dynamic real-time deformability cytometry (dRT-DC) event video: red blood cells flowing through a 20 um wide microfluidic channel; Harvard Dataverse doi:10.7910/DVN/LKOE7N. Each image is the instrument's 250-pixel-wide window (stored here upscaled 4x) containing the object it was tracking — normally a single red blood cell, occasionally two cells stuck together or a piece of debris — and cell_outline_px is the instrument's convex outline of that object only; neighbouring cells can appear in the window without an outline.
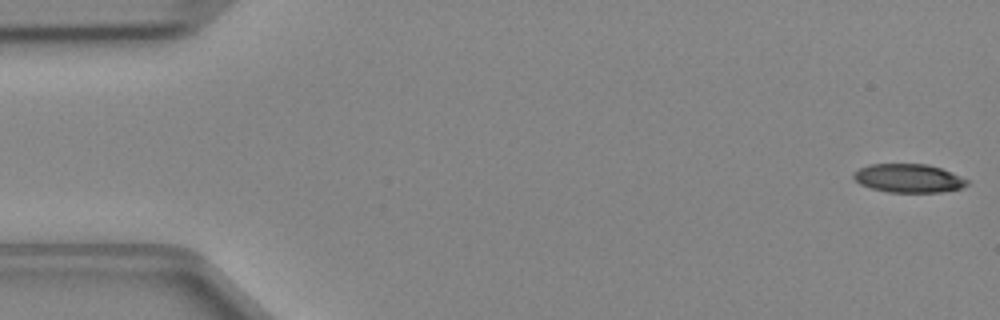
{"species": "Egyptian fruit bat (a non-hibernating species)", "species_latin": "Rousettus aegyptiacus", "temperature_condition": "cold", "stored_images_in_passage": 47, "camera_frame_rate_fps": 3000, "um_per_image_px": 0.085, "animal": {"sex": "female"}, "frame": {"image": 1, "passage_image": 1, "time_ms": 0.0, "image_size_px": [1000, 320], "cell_outline_px": [[968, 184], [960, 188], [940, 192], [888, 192], [872, 188], [860, 184], [852, 176], [852, 172], [868, 164], [928, 164], [940, 168], [960, 176], [968, 180]], "centroid_in_image_um": [77.19, 15.14], "position_along_channel_um": 7.8, "area_um2": 18.79}}
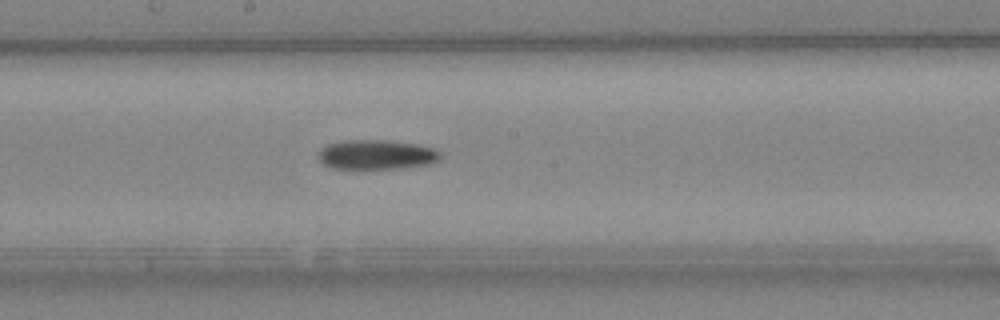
{"frame": {"image": 2, "passage_image": 25, "time_ms": 8.0, "image_size_px": [1000, 320], "cell_outline_px": [[440, 160], [428, 164], [404, 168], [360, 172], [356, 172], [332, 168], [324, 164], [316, 156], [316, 152], [320, 148], [328, 144], [344, 140], [388, 140], [416, 144], [432, 148], [440, 152]], "centroid_in_image_um": [31.91, 13.2], "position_along_channel_um": 216.3, "area_um2": 22.2}}
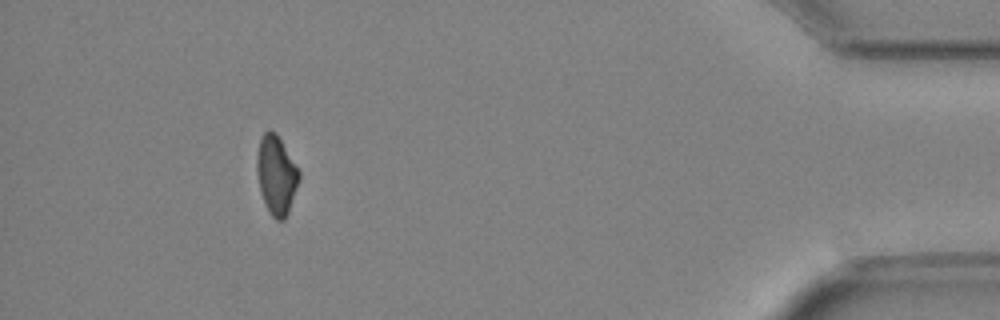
{"frame": {"image": 3, "passage_image": 43, "time_ms": 14.0, "image_size_px": [1000, 320], "cell_outline_px": [[300, 176], [288, 212], [284, 220], [276, 220], [268, 212], [264, 204], [260, 192], [256, 172], [256, 156], [260, 136], [268, 128], [276, 132], [300, 172]], "centroid_in_image_um": [23.44, 14.85], "position_along_channel_um": 411.8, "area_um2": 19.54}}